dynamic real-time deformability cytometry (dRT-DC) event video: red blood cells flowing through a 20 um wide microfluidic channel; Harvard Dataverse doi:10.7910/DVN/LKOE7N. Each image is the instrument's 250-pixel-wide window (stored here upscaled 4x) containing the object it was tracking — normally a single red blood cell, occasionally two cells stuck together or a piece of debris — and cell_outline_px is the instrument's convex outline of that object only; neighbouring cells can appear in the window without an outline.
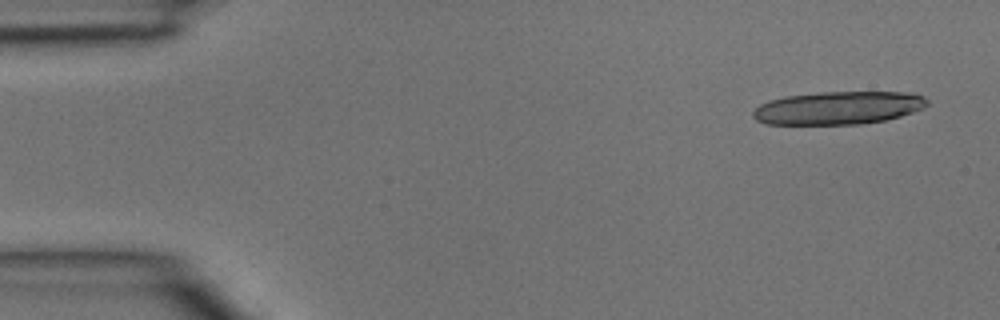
{"species": "common noctule bat (a hibernating species)", "species_latin": "Nyctalus noctula", "temperature_condition": "room temperature", "stored_images_in_passage": 3, "camera_frame_rate_fps": 3000, "um_per_image_px": 0.085, "animal": {"sex": "male", "body_mass_g": 15.6}, "frame": {"image": 1, "passage_image": 1, "time_ms": 0.0, "image_size_px": [1000, 320], "cell_outline_px": [[928, 104], [924, 108], [900, 116], [884, 120], [860, 124], [764, 124], [756, 120], [752, 116], [752, 112], [760, 104], [768, 100], [784, 96], [820, 92], [912, 92], [924, 96], [928, 100]], "centroid_in_image_um": [71.25, 9.16], "position_along_channel_um": 13.8, "area_um2": 33.7}}